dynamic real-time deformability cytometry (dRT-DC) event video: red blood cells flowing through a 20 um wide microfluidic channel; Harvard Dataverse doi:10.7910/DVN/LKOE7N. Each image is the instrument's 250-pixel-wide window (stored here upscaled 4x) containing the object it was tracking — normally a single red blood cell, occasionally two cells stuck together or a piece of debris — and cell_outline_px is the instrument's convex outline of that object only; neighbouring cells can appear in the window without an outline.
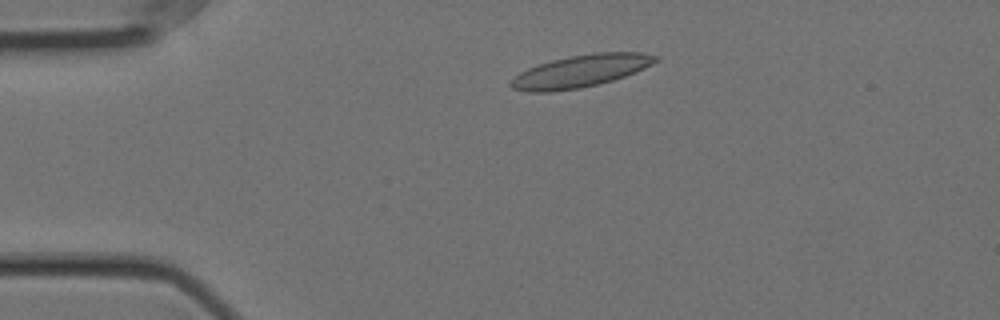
{"species": "Egyptian fruit bat (a non-hibernating species)", "species_latin": "Rousettus aegyptiacus", "temperature_condition": "cold", "stored_images_in_passage": 12, "camera_frame_rate_fps": 3000, "um_per_image_px": 0.085, "animal": {"sex": "female"}, "frame": {"image": 1, "passage_image": 6, "time_ms": 1.667, "image_size_px": [1000, 320], "cell_outline_px": [[660, 60], [644, 68], [624, 76], [612, 80], [580, 88], [552, 92], [528, 92], [512, 88], [508, 84], [520, 72], [528, 68], [552, 60], [572, 56], [596, 52], [640, 52], [660, 56]], "centroid_in_image_um": [49.37, 6.04], "position_along_channel_um": 35.6, "area_um2": 27.05}}